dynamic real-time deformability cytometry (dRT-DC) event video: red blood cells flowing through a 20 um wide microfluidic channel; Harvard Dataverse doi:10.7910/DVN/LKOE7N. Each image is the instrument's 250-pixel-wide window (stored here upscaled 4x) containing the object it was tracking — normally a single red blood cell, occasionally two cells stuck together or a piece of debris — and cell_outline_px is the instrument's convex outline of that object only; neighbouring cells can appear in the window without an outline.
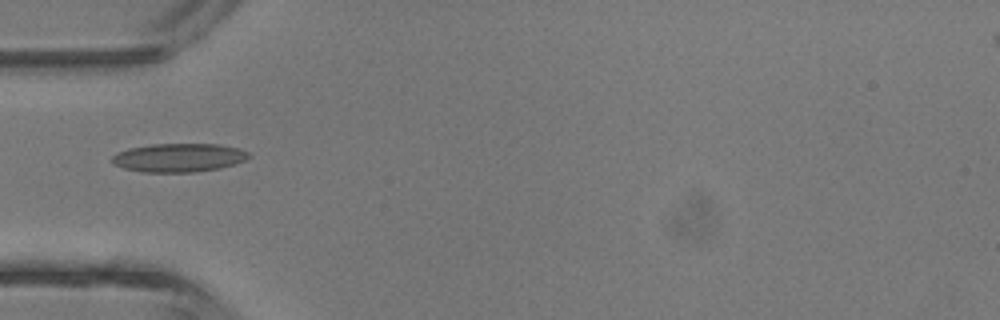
{"species": "common noctule bat (a hibernating species)", "species_latin": "Nyctalus noctula", "temperature_condition": "room temperature", "stored_images_in_passage": 2, "camera_frame_rate_fps": 3000, "um_per_image_px": 0.085, "animal": {"sex": "male", "body_mass_g": 13.3}, "frame": {"image": 1, "passage_image": 2, "time_ms": 1.333, "image_size_px": [1000, 320], "cell_outline_px": [[252, 156], [236, 164], [220, 168], [196, 172], [140, 172], [124, 168], [116, 164], [112, 160], [112, 156], [116, 152], [128, 148], [152, 144], [216, 144], [240, 148], [248, 152]], "centroid_in_image_um": [15.22, 13.4], "position_along_channel_um": 69.8, "area_um2": 22.89}}